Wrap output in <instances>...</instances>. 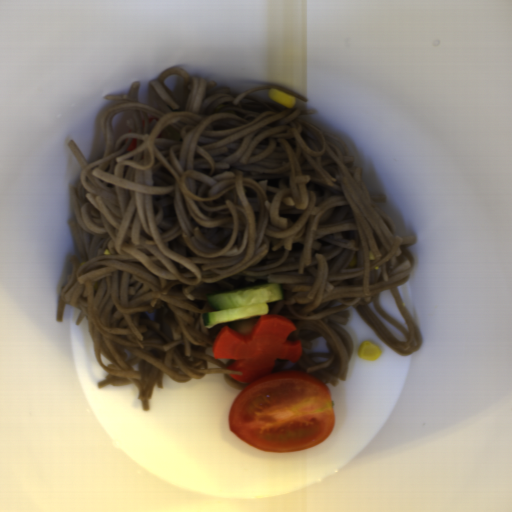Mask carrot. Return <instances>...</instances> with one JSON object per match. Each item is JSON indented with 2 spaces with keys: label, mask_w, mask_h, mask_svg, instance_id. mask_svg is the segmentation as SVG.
Returning <instances> with one entry per match:
<instances>
[{
  "label": "carrot",
  "mask_w": 512,
  "mask_h": 512,
  "mask_svg": "<svg viewBox=\"0 0 512 512\" xmlns=\"http://www.w3.org/2000/svg\"><path fill=\"white\" fill-rule=\"evenodd\" d=\"M295 330L297 327L291 319L276 313L258 317L250 333H239L226 325L212 344L213 358L235 359L226 370L242 371V374L229 373V376L251 384L271 374L276 359L299 362L303 353L301 340H287Z\"/></svg>",
  "instance_id": "carrot-1"
}]
</instances>
